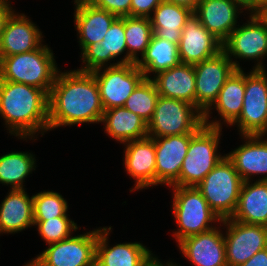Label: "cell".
<instances>
[{"label":"cell","mask_w":267,"mask_h":266,"mask_svg":"<svg viewBox=\"0 0 267 266\" xmlns=\"http://www.w3.org/2000/svg\"><path fill=\"white\" fill-rule=\"evenodd\" d=\"M59 70L51 88L49 130L84 123H100L104 109L92 72Z\"/></svg>","instance_id":"1"},{"label":"cell","mask_w":267,"mask_h":266,"mask_svg":"<svg viewBox=\"0 0 267 266\" xmlns=\"http://www.w3.org/2000/svg\"><path fill=\"white\" fill-rule=\"evenodd\" d=\"M48 98L42 89L0 80V117L9 134L35 141L37 133L49 131Z\"/></svg>","instance_id":"2"},{"label":"cell","mask_w":267,"mask_h":266,"mask_svg":"<svg viewBox=\"0 0 267 266\" xmlns=\"http://www.w3.org/2000/svg\"><path fill=\"white\" fill-rule=\"evenodd\" d=\"M48 45L0 59V80L24 83L44 90L48 95L60 69Z\"/></svg>","instance_id":"3"},{"label":"cell","mask_w":267,"mask_h":266,"mask_svg":"<svg viewBox=\"0 0 267 266\" xmlns=\"http://www.w3.org/2000/svg\"><path fill=\"white\" fill-rule=\"evenodd\" d=\"M173 191L172 212L178 226L173 236L181 240L214 229L221 218L210 208L197 187L170 186ZM212 223L214 225H212Z\"/></svg>","instance_id":"4"},{"label":"cell","mask_w":267,"mask_h":266,"mask_svg":"<svg viewBox=\"0 0 267 266\" xmlns=\"http://www.w3.org/2000/svg\"><path fill=\"white\" fill-rule=\"evenodd\" d=\"M222 128L203 125L190 139L179 175V186L196 187L225 156L218 145Z\"/></svg>","instance_id":"5"},{"label":"cell","mask_w":267,"mask_h":266,"mask_svg":"<svg viewBox=\"0 0 267 266\" xmlns=\"http://www.w3.org/2000/svg\"><path fill=\"white\" fill-rule=\"evenodd\" d=\"M242 184L241 176L225 155L196 187L222 220L234 213Z\"/></svg>","instance_id":"6"},{"label":"cell","mask_w":267,"mask_h":266,"mask_svg":"<svg viewBox=\"0 0 267 266\" xmlns=\"http://www.w3.org/2000/svg\"><path fill=\"white\" fill-rule=\"evenodd\" d=\"M203 125V114L194 105L159 96L153 117L148 122V137L196 133Z\"/></svg>","instance_id":"7"},{"label":"cell","mask_w":267,"mask_h":266,"mask_svg":"<svg viewBox=\"0 0 267 266\" xmlns=\"http://www.w3.org/2000/svg\"><path fill=\"white\" fill-rule=\"evenodd\" d=\"M249 14L247 23L238 24L222 43V50L233 62L236 69L242 68L239 61L235 59H254L256 63L252 69H265L263 59L267 56V24L257 12H250Z\"/></svg>","instance_id":"8"},{"label":"cell","mask_w":267,"mask_h":266,"mask_svg":"<svg viewBox=\"0 0 267 266\" xmlns=\"http://www.w3.org/2000/svg\"><path fill=\"white\" fill-rule=\"evenodd\" d=\"M252 69L245 73V93L239 118L231 125L240 135H267V73Z\"/></svg>","instance_id":"9"},{"label":"cell","mask_w":267,"mask_h":266,"mask_svg":"<svg viewBox=\"0 0 267 266\" xmlns=\"http://www.w3.org/2000/svg\"><path fill=\"white\" fill-rule=\"evenodd\" d=\"M98 229L48 245L24 266H95Z\"/></svg>","instance_id":"10"},{"label":"cell","mask_w":267,"mask_h":266,"mask_svg":"<svg viewBox=\"0 0 267 266\" xmlns=\"http://www.w3.org/2000/svg\"><path fill=\"white\" fill-rule=\"evenodd\" d=\"M104 110L124 106L127 98L145 79L136 63L102 67L92 71Z\"/></svg>","instance_id":"11"},{"label":"cell","mask_w":267,"mask_h":266,"mask_svg":"<svg viewBox=\"0 0 267 266\" xmlns=\"http://www.w3.org/2000/svg\"><path fill=\"white\" fill-rule=\"evenodd\" d=\"M222 223V225H221ZM226 261L228 266H238L251 259L258 251L267 248V227L247 224L230 218L222 219Z\"/></svg>","instance_id":"12"},{"label":"cell","mask_w":267,"mask_h":266,"mask_svg":"<svg viewBox=\"0 0 267 266\" xmlns=\"http://www.w3.org/2000/svg\"><path fill=\"white\" fill-rule=\"evenodd\" d=\"M196 108L204 114L216 101L226 80L236 70L222 50L205 61L194 64Z\"/></svg>","instance_id":"13"},{"label":"cell","mask_w":267,"mask_h":266,"mask_svg":"<svg viewBox=\"0 0 267 266\" xmlns=\"http://www.w3.org/2000/svg\"><path fill=\"white\" fill-rule=\"evenodd\" d=\"M111 226L98 228L95 266H152L157 260L148 247L139 242H125L109 246Z\"/></svg>","instance_id":"14"},{"label":"cell","mask_w":267,"mask_h":266,"mask_svg":"<svg viewBox=\"0 0 267 266\" xmlns=\"http://www.w3.org/2000/svg\"><path fill=\"white\" fill-rule=\"evenodd\" d=\"M126 51V52H125ZM125 52V53H124ZM125 54L117 62L110 63L118 56ZM81 68L77 70L92 72L102 67L127 64V45L125 41V17L117 18L106 32L100 43L88 45L81 52ZM110 63V64H108ZM83 66V67H82Z\"/></svg>","instance_id":"15"},{"label":"cell","mask_w":267,"mask_h":266,"mask_svg":"<svg viewBox=\"0 0 267 266\" xmlns=\"http://www.w3.org/2000/svg\"><path fill=\"white\" fill-rule=\"evenodd\" d=\"M195 133L152 138L155 142L156 186H179V175Z\"/></svg>","instance_id":"16"},{"label":"cell","mask_w":267,"mask_h":266,"mask_svg":"<svg viewBox=\"0 0 267 266\" xmlns=\"http://www.w3.org/2000/svg\"><path fill=\"white\" fill-rule=\"evenodd\" d=\"M220 51H222V42L192 13L186 20L178 43L180 62L194 65L217 55Z\"/></svg>","instance_id":"17"},{"label":"cell","mask_w":267,"mask_h":266,"mask_svg":"<svg viewBox=\"0 0 267 266\" xmlns=\"http://www.w3.org/2000/svg\"><path fill=\"white\" fill-rule=\"evenodd\" d=\"M124 168L135 181L134 188L139 191L156 186L155 142L146 137L124 143Z\"/></svg>","instance_id":"18"},{"label":"cell","mask_w":267,"mask_h":266,"mask_svg":"<svg viewBox=\"0 0 267 266\" xmlns=\"http://www.w3.org/2000/svg\"><path fill=\"white\" fill-rule=\"evenodd\" d=\"M220 226L181 240L180 252L194 266H228L226 261L224 233Z\"/></svg>","instance_id":"19"},{"label":"cell","mask_w":267,"mask_h":266,"mask_svg":"<svg viewBox=\"0 0 267 266\" xmlns=\"http://www.w3.org/2000/svg\"><path fill=\"white\" fill-rule=\"evenodd\" d=\"M42 33L29 17L14 11L0 37V59L40 48L44 42Z\"/></svg>","instance_id":"20"},{"label":"cell","mask_w":267,"mask_h":266,"mask_svg":"<svg viewBox=\"0 0 267 266\" xmlns=\"http://www.w3.org/2000/svg\"><path fill=\"white\" fill-rule=\"evenodd\" d=\"M243 10L247 11L235 0H201L193 13L223 43L238 26L237 18Z\"/></svg>","instance_id":"21"},{"label":"cell","mask_w":267,"mask_h":266,"mask_svg":"<svg viewBox=\"0 0 267 266\" xmlns=\"http://www.w3.org/2000/svg\"><path fill=\"white\" fill-rule=\"evenodd\" d=\"M245 93V72L243 69H236L226 80L224 86L219 91L216 101L203 114V122L207 126L222 128L223 124L231 126L240 116ZM220 115V119L215 120L210 117L213 108ZM211 118L212 120H209ZM221 120L223 122L221 123Z\"/></svg>","instance_id":"22"},{"label":"cell","mask_w":267,"mask_h":266,"mask_svg":"<svg viewBox=\"0 0 267 266\" xmlns=\"http://www.w3.org/2000/svg\"><path fill=\"white\" fill-rule=\"evenodd\" d=\"M263 136L241 135L245 143L225 154L243 181H251L254 175L262 176L256 180L267 181V139Z\"/></svg>","instance_id":"23"},{"label":"cell","mask_w":267,"mask_h":266,"mask_svg":"<svg viewBox=\"0 0 267 266\" xmlns=\"http://www.w3.org/2000/svg\"><path fill=\"white\" fill-rule=\"evenodd\" d=\"M74 4L75 30L82 52L88 45L100 43L118 17L90 2L74 0Z\"/></svg>","instance_id":"24"},{"label":"cell","mask_w":267,"mask_h":266,"mask_svg":"<svg viewBox=\"0 0 267 266\" xmlns=\"http://www.w3.org/2000/svg\"><path fill=\"white\" fill-rule=\"evenodd\" d=\"M151 80L160 96L185 101L196 107L195 70L193 64H182L161 71Z\"/></svg>","instance_id":"25"},{"label":"cell","mask_w":267,"mask_h":266,"mask_svg":"<svg viewBox=\"0 0 267 266\" xmlns=\"http://www.w3.org/2000/svg\"><path fill=\"white\" fill-rule=\"evenodd\" d=\"M0 204V234L19 233L34 226L33 196L25 189H9Z\"/></svg>","instance_id":"26"},{"label":"cell","mask_w":267,"mask_h":266,"mask_svg":"<svg viewBox=\"0 0 267 266\" xmlns=\"http://www.w3.org/2000/svg\"><path fill=\"white\" fill-rule=\"evenodd\" d=\"M230 219L267 227V181H243L237 207Z\"/></svg>","instance_id":"27"},{"label":"cell","mask_w":267,"mask_h":266,"mask_svg":"<svg viewBox=\"0 0 267 266\" xmlns=\"http://www.w3.org/2000/svg\"><path fill=\"white\" fill-rule=\"evenodd\" d=\"M100 123L104 124V133L118 143L148 137V123L124 106L104 110Z\"/></svg>","instance_id":"28"},{"label":"cell","mask_w":267,"mask_h":266,"mask_svg":"<svg viewBox=\"0 0 267 266\" xmlns=\"http://www.w3.org/2000/svg\"><path fill=\"white\" fill-rule=\"evenodd\" d=\"M193 13L190 8L162 1L150 17L153 35L178 44L186 20Z\"/></svg>","instance_id":"29"},{"label":"cell","mask_w":267,"mask_h":266,"mask_svg":"<svg viewBox=\"0 0 267 266\" xmlns=\"http://www.w3.org/2000/svg\"><path fill=\"white\" fill-rule=\"evenodd\" d=\"M180 63L178 44L153 35L144 55L136 65L143 71L145 78L151 79V73L155 76L161 71L178 66Z\"/></svg>","instance_id":"30"},{"label":"cell","mask_w":267,"mask_h":266,"mask_svg":"<svg viewBox=\"0 0 267 266\" xmlns=\"http://www.w3.org/2000/svg\"><path fill=\"white\" fill-rule=\"evenodd\" d=\"M33 153L12 151L0 156V184L12 189H25V179L36 169Z\"/></svg>","instance_id":"31"},{"label":"cell","mask_w":267,"mask_h":266,"mask_svg":"<svg viewBox=\"0 0 267 266\" xmlns=\"http://www.w3.org/2000/svg\"><path fill=\"white\" fill-rule=\"evenodd\" d=\"M153 36L150 18L125 17V41L127 64L137 63L146 51Z\"/></svg>","instance_id":"32"},{"label":"cell","mask_w":267,"mask_h":266,"mask_svg":"<svg viewBox=\"0 0 267 266\" xmlns=\"http://www.w3.org/2000/svg\"><path fill=\"white\" fill-rule=\"evenodd\" d=\"M159 96L154 82L145 78L127 98L124 107L148 123L153 117Z\"/></svg>","instance_id":"33"},{"label":"cell","mask_w":267,"mask_h":266,"mask_svg":"<svg viewBox=\"0 0 267 266\" xmlns=\"http://www.w3.org/2000/svg\"><path fill=\"white\" fill-rule=\"evenodd\" d=\"M33 196V219L49 220L55 217H68V202L54 191H41Z\"/></svg>","instance_id":"34"},{"label":"cell","mask_w":267,"mask_h":266,"mask_svg":"<svg viewBox=\"0 0 267 266\" xmlns=\"http://www.w3.org/2000/svg\"><path fill=\"white\" fill-rule=\"evenodd\" d=\"M39 235L48 245L71 237L72 232L79 230L77 224L69 217H55L49 220H34Z\"/></svg>","instance_id":"35"},{"label":"cell","mask_w":267,"mask_h":266,"mask_svg":"<svg viewBox=\"0 0 267 266\" xmlns=\"http://www.w3.org/2000/svg\"><path fill=\"white\" fill-rule=\"evenodd\" d=\"M90 3L118 18L131 17V0H91Z\"/></svg>","instance_id":"36"},{"label":"cell","mask_w":267,"mask_h":266,"mask_svg":"<svg viewBox=\"0 0 267 266\" xmlns=\"http://www.w3.org/2000/svg\"><path fill=\"white\" fill-rule=\"evenodd\" d=\"M163 0H131V17L150 18Z\"/></svg>","instance_id":"37"},{"label":"cell","mask_w":267,"mask_h":266,"mask_svg":"<svg viewBox=\"0 0 267 266\" xmlns=\"http://www.w3.org/2000/svg\"><path fill=\"white\" fill-rule=\"evenodd\" d=\"M11 4L10 0H0V37L9 17L15 11Z\"/></svg>","instance_id":"38"},{"label":"cell","mask_w":267,"mask_h":266,"mask_svg":"<svg viewBox=\"0 0 267 266\" xmlns=\"http://www.w3.org/2000/svg\"><path fill=\"white\" fill-rule=\"evenodd\" d=\"M238 266H267V248L258 251L251 259Z\"/></svg>","instance_id":"39"},{"label":"cell","mask_w":267,"mask_h":266,"mask_svg":"<svg viewBox=\"0 0 267 266\" xmlns=\"http://www.w3.org/2000/svg\"><path fill=\"white\" fill-rule=\"evenodd\" d=\"M164 1L175 3L178 5H183V6H186V7L190 8L191 10L194 11L196 9L198 3L201 0H164Z\"/></svg>","instance_id":"40"},{"label":"cell","mask_w":267,"mask_h":266,"mask_svg":"<svg viewBox=\"0 0 267 266\" xmlns=\"http://www.w3.org/2000/svg\"><path fill=\"white\" fill-rule=\"evenodd\" d=\"M240 3L247 12H255V0H235Z\"/></svg>","instance_id":"41"},{"label":"cell","mask_w":267,"mask_h":266,"mask_svg":"<svg viewBox=\"0 0 267 266\" xmlns=\"http://www.w3.org/2000/svg\"><path fill=\"white\" fill-rule=\"evenodd\" d=\"M257 13L267 24V4L260 8Z\"/></svg>","instance_id":"42"},{"label":"cell","mask_w":267,"mask_h":266,"mask_svg":"<svg viewBox=\"0 0 267 266\" xmlns=\"http://www.w3.org/2000/svg\"><path fill=\"white\" fill-rule=\"evenodd\" d=\"M267 4V0H255V12Z\"/></svg>","instance_id":"43"},{"label":"cell","mask_w":267,"mask_h":266,"mask_svg":"<svg viewBox=\"0 0 267 266\" xmlns=\"http://www.w3.org/2000/svg\"><path fill=\"white\" fill-rule=\"evenodd\" d=\"M172 262L173 261H169L165 264L158 259L152 266H174Z\"/></svg>","instance_id":"44"},{"label":"cell","mask_w":267,"mask_h":266,"mask_svg":"<svg viewBox=\"0 0 267 266\" xmlns=\"http://www.w3.org/2000/svg\"><path fill=\"white\" fill-rule=\"evenodd\" d=\"M78 1H85V2H90L91 0H78Z\"/></svg>","instance_id":"45"},{"label":"cell","mask_w":267,"mask_h":266,"mask_svg":"<svg viewBox=\"0 0 267 266\" xmlns=\"http://www.w3.org/2000/svg\"><path fill=\"white\" fill-rule=\"evenodd\" d=\"M174 266H181V265H178L177 263L173 262Z\"/></svg>","instance_id":"46"}]
</instances>
